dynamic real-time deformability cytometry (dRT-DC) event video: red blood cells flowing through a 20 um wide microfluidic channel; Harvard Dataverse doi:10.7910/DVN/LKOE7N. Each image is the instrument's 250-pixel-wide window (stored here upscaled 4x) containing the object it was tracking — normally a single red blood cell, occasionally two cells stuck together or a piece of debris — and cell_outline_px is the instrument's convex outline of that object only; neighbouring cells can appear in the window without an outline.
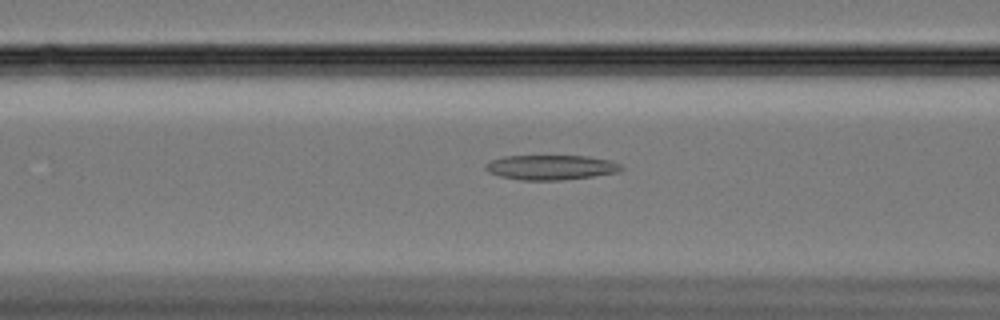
{"species": "Egyptian fruit bat (a non-hibernating species)", "species_latin": "Rousettus aegyptiacus", "temperature_condition": "cold", "stored_images_in_passage": 60, "camera_frame_rate_fps": 3000, "um_per_image_px": 0.085, "animal": {"sex": "female"}, "frame": {"image": 1, "passage_image": 24, "time_ms": 7.667, "image_size_px": [1000, 320], "cell_outline_px": [[624, 168], [616, 172], [592, 176], [560, 180], [520, 180], [500, 176], [488, 172], [484, 168], [484, 164], [492, 160], [504, 156], [588, 156], [612, 160], [620, 164]], "centroid_in_image_um": [46.81, 14.22], "position_along_channel_um": 119.8, "area_um2": 19.59}}
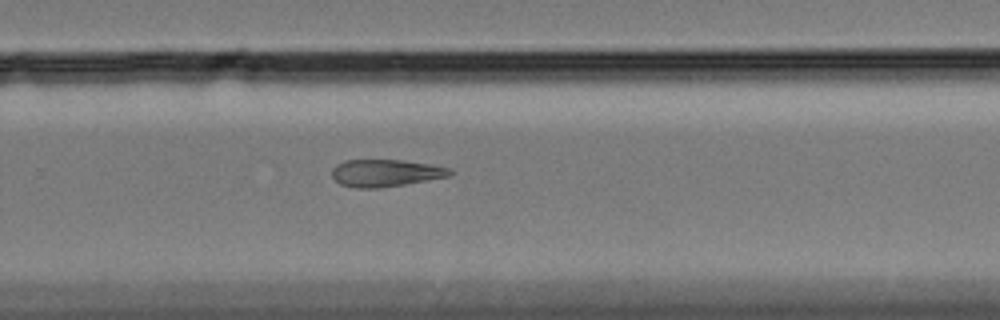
{"frame": {"image": 2, "passage_image": 40, "time_ms": 13.0, "image_size_px": [1000, 320], "cell_outline_px": [[456, 172], [448, 176], [428, 180], [380, 188], [356, 188], [340, 184], [332, 176], [332, 168], [336, 164], [344, 160], [400, 160], [428, 164], [452, 168]], "centroid_in_image_um": [32.77, 14.7], "position_along_channel_um": 297.0, "area_um2": 18.73}}
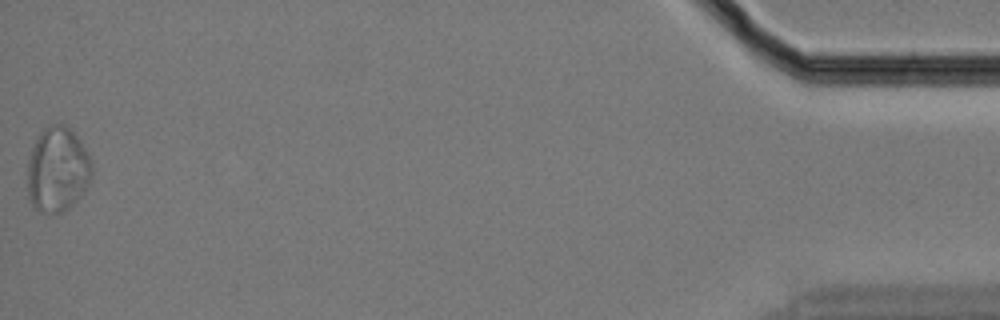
{"frame": {"image": 3, "passage_image": 60, "time_ms": 19.667, "image_size_px": [1000, 320], "cell_outline_px": [[92, 176], [88, 184], [80, 196], [68, 208], [60, 212], [40, 212], [28, 200], [28, 160], [32, 148], [40, 132], [44, 128], [52, 124], [64, 124], [80, 140], [88, 152], [92, 160]], "centroid_in_image_um": [4.89, 14.4], "position_along_channel_um": 430.3, "area_um2": 31.79}}